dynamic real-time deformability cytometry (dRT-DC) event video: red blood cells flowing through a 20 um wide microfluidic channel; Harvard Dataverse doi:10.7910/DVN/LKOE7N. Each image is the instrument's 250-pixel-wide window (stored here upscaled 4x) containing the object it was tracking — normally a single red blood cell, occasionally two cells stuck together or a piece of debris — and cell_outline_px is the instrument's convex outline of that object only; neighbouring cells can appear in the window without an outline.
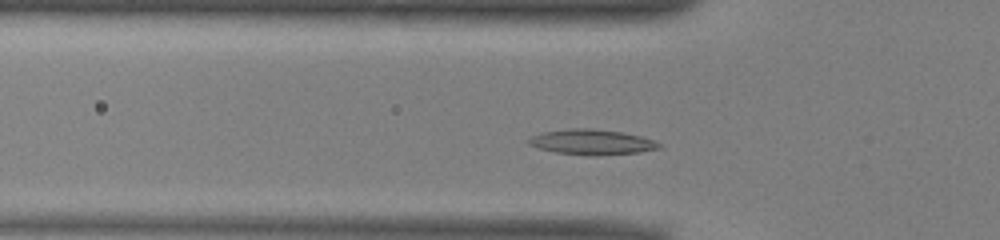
{"species": "common noctule bat (a hibernating species)", "species_latin": "Nyctalus noctula", "temperature_condition": "warm", "stored_images_in_passage": 43, "camera_frame_rate_fps": 3000, "um_per_image_px": 0.085, "animal": {"sex": "male", "body_mass_g": 13.0, "forearm_length_mm": 53.1}, "frame": {"image": 1, "passage_image": 7, "time_ms": 2.0, "image_size_px": [1000, 240], "cell_outline_px": [[660, 148], [640, 152], [596, 156], [588, 156], [556, 152], [540, 148], [528, 144], [524, 140], [532, 136], [544, 132], [572, 128], [592, 128], [620, 132], [640, 136], [652, 140], [660, 144]], "centroid_in_image_um": [50.27, 12.08], "position_along_channel_um": 75.5, "area_um2": 19.13}}
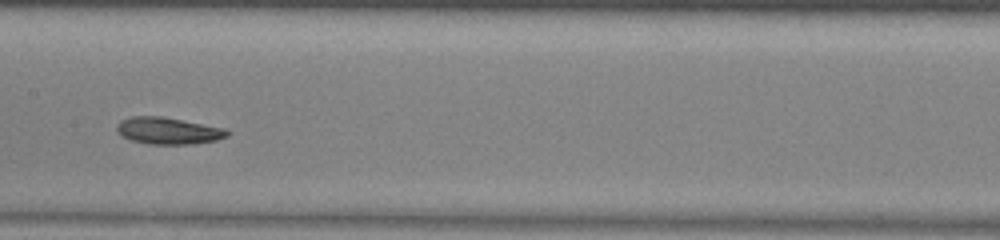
{"frame": {"image": 2, "passage_image": 16, "time_ms": 5.0, "image_size_px": [1000, 240], "cell_outline_px": [[228, 136], [216, 140], [192, 144], [148, 144], [132, 140], [124, 136], [116, 128], [116, 124], [120, 120], [132, 116], [164, 116], [228, 128]], "centroid_in_image_um": [14.34, 11.1], "position_along_channel_um": 193.1, "area_um2": 17.4}}
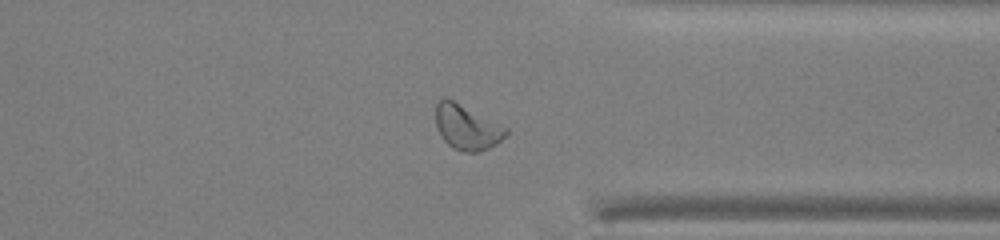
{"frame": {"image": 3, "passage_image": 30, "time_ms": 9.667, "image_size_px": [1000, 240], "cell_outline_px": [[508, 132], [496, 144], [480, 152], [468, 152], [452, 148], [440, 136], [436, 128], [436, 104], [444, 96], [508, 128]], "centroid_in_image_um": [39.65, 10.83], "position_along_channel_um": 371.7, "area_um2": 18.15}, "authors_computed_cell_mechanics": {"area_um2": 17.629, "velocity_mm_per_s": 3.914, "shape_relaxation_time_tau1_ms": 5.7185, "shape_relaxation_time_tau2_ms": 5.3199, "deformation_change_tau1": 0.1329, "deformation_change_tau2": 0.1231}}